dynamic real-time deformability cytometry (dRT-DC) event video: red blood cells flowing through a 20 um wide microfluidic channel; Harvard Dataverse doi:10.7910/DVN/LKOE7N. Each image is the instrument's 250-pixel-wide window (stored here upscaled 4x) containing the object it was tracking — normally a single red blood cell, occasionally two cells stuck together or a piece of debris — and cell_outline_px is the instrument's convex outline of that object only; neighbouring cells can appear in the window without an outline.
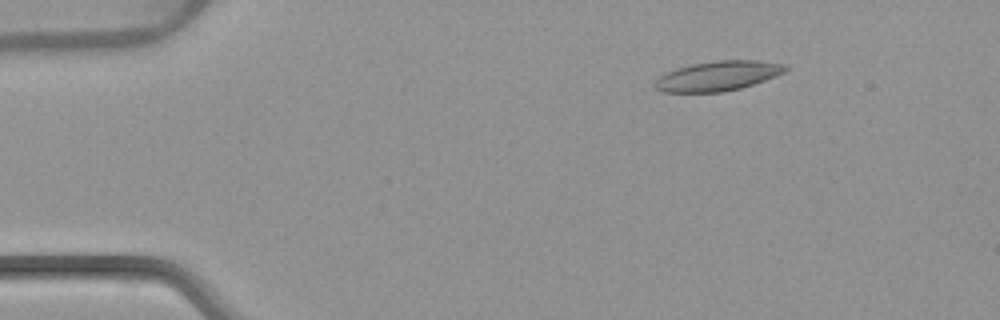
{"species": "common noctule bat (a hibernating species)", "species_latin": "Nyctalus noctula", "temperature_condition": "warm", "stored_images_in_passage": 4, "camera_frame_rate_fps": 3000, "um_per_image_px": 0.085, "animal": {"sex": "female", "body_mass_g": 22.7, "forearm_length_mm": 54.2}, "frame": {"image": 1, "passage_image": 2, "time_ms": 1.333, "image_size_px": [1000, 320], "cell_outline_px": [[788, 68], [784, 72], [776, 76], [740, 88], [720, 92], [660, 92], [652, 84], [664, 72], [676, 68], [692, 64], [716, 60], [756, 60], [788, 64]], "centroid_in_image_um": [61.0, 6.44], "position_along_channel_um": 24.0, "area_um2": 22.72}}